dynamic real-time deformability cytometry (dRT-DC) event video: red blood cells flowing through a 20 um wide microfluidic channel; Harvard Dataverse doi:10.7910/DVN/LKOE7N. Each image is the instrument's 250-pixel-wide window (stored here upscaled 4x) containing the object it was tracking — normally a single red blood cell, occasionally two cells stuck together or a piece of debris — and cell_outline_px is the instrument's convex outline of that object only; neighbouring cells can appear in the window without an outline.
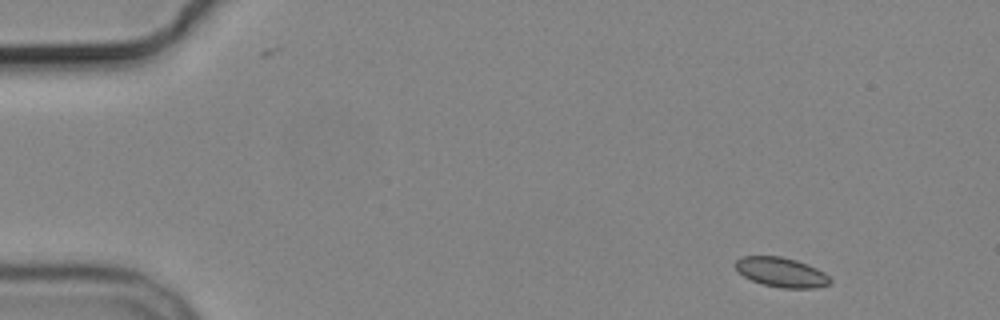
{"species": "common noctule bat (a hibernating species)", "species_latin": "Nyctalus noctula", "temperature_condition": "cold", "stored_images_in_passage": 4, "camera_frame_rate_fps": 3000, "um_per_image_px": 0.085, "animal": {"sex": "male", "body_mass_g": 19.2, "forearm_length_mm": 51.8}, "frame": {"image": 1, "passage_image": 1, "time_ms": 0.0, "image_size_px": [1000, 320], "cell_outline_px": [[832, 280], [828, 284], [816, 288], [780, 288], [764, 284], [752, 280], [744, 276], [732, 264], [736, 260], [744, 256], [780, 256], [796, 260], [808, 264], [824, 272]], "centroid_in_image_um": [66.41, 23.13], "position_along_channel_um": 18.6, "area_um2": 16.3}}
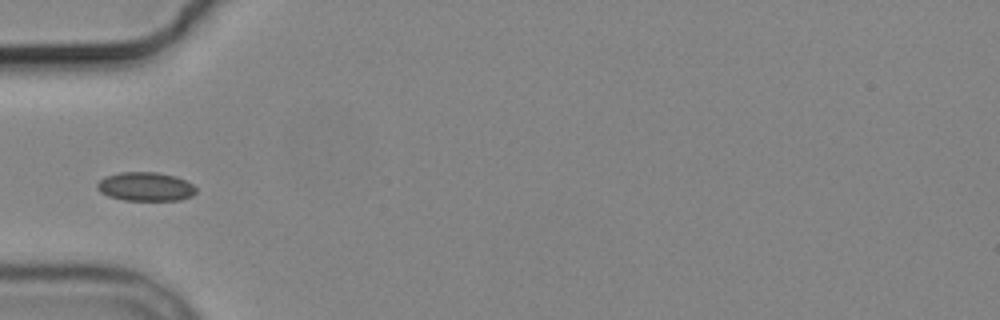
{"frame": {"image": 2, "passage_image": 4, "time_ms": 4.333, "image_size_px": [1000, 320], "cell_outline_px": [[196, 192], [192, 196], [180, 200], [124, 200], [108, 196], [100, 192], [96, 188], [96, 184], [104, 176], [120, 172], [156, 172], [176, 176], [192, 184], [196, 188]], "centroid_in_image_um": [12.35, 15.86], "position_along_channel_um": 72.7, "area_um2": 16.7}}